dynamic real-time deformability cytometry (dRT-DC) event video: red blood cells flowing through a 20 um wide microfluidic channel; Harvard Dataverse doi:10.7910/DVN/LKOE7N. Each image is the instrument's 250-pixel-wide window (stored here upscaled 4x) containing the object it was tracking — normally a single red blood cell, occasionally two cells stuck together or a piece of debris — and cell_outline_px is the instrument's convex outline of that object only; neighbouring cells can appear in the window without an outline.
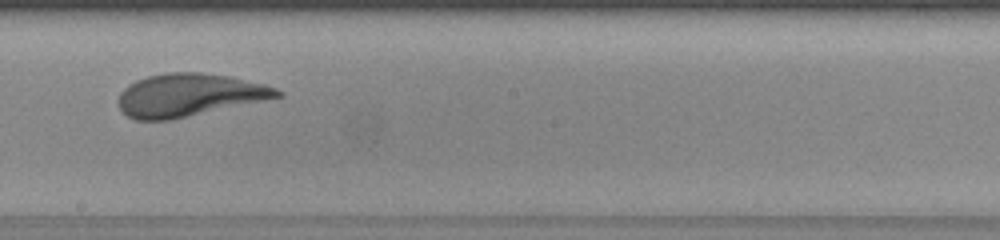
{"species": "human", "species_latin": "Homo sapiens", "temperature_condition": "warm", "stored_images_in_passage": 30, "camera_frame_rate_fps": 3000, "um_per_image_px": 0.085, "donor": {"sex": "female"}, "frame": {"image": 1, "passage_image": 18, "time_ms": 5.667, "image_size_px": [1000, 240], "cell_outline_px": [[284, 96], [172, 120], [136, 120], [128, 116], [120, 108], [120, 92], [128, 84], [136, 80], [148, 76], [164, 72], [200, 72], [228, 76], [264, 84], [276, 88], [284, 92]], "centroid_in_image_um": [16.09, 8.08], "position_along_channel_um": 232.1, "area_um2": 39.59}}